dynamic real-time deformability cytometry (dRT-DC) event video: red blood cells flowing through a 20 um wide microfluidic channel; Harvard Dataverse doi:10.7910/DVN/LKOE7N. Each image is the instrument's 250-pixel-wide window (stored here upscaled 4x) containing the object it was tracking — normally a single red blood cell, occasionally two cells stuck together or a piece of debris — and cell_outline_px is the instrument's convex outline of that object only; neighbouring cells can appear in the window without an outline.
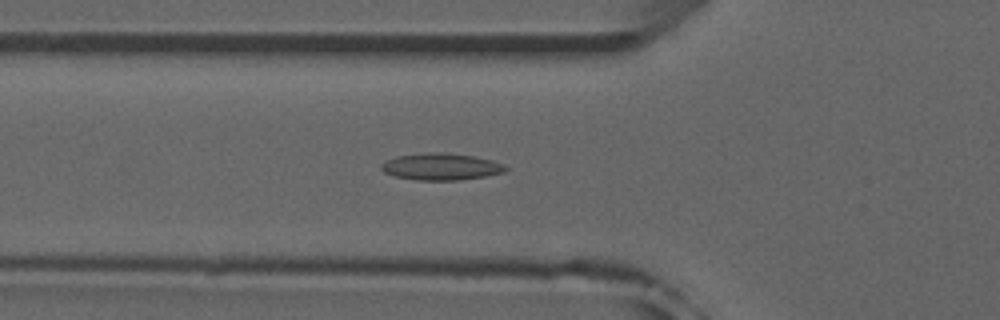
{"species": "common noctule bat (a hibernating species)", "species_latin": "Nyctalus noctula", "temperature_condition": "room temperature", "stored_images_in_passage": 41, "camera_frame_rate_fps": 3000, "um_per_image_px": 0.085, "animal": {"sex": "male", "forearm_length_mm": 52.5}, "frame": {"image": 1, "passage_image": 18, "time_ms": 5.667, "image_size_px": [1000, 320], "cell_outline_px": [[508, 168], [504, 172], [484, 176], [460, 180], [416, 180], [396, 176], [384, 172], [380, 168], [380, 164], [396, 156], [428, 152], [436, 152], [472, 156], [492, 160], [504, 164]], "centroid_in_image_um": [37.48, 14.17], "position_along_channel_um": 88.3, "area_um2": 19.25}, "authors_computed_cell_mechanics": {"area_um2": 18.5538, "velocity_mm_per_s": 3.9556, "shape_relaxation_time_tau1_ms": null, "shape_relaxation_time_tau2_ms": 1.8739, "deformation_change_tau1": null, "deformation_change_tau2": 0.0953}}